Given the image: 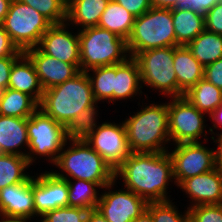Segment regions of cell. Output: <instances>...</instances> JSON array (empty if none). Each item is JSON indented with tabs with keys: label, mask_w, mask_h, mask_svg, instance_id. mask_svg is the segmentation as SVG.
<instances>
[{
	"label": "cell",
	"mask_w": 222,
	"mask_h": 222,
	"mask_svg": "<svg viewBox=\"0 0 222 222\" xmlns=\"http://www.w3.org/2000/svg\"><path fill=\"white\" fill-rule=\"evenodd\" d=\"M114 178L119 186L132 191L147 202L175 199L170 195L176 183L168 152H131L114 171Z\"/></svg>",
	"instance_id": "obj_1"
},
{
	"label": "cell",
	"mask_w": 222,
	"mask_h": 222,
	"mask_svg": "<svg viewBox=\"0 0 222 222\" xmlns=\"http://www.w3.org/2000/svg\"><path fill=\"white\" fill-rule=\"evenodd\" d=\"M146 100L137 103L139 109L136 108V111L130 110L129 113L125 111V117L121 118L126 128L129 149L131 152L142 153L167 152L171 147L168 98L166 101L159 99L160 103L157 101L155 103V99L152 101V98Z\"/></svg>",
	"instance_id": "obj_2"
},
{
	"label": "cell",
	"mask_w": 222,
	"mask_h": 222,
	"mask_svg": "<svg viewBox=\"0 0 222 222\" xmlns=\"http://www.w3.org/2000/svg\"><path fill=\"white\" fill-rule=\"evenodd\" d=\"M97 104L87 73L80 71L64 83L44 90L39 108L67 127L82 110Z\"/></svg>",
	"instance_id": "obj_3"
},
{
	"label": "cell",
	"mask_w": 222,
	"mask_h": 222,
	"mask_svg": "<svg viewBox=\"0 0 222 222\" xmlns=\"http://www.w3.org/2000/svg\"><path fill=\"white\" fill-rule=\"evenodd\" d=\"M50 171L59 178L90 181L101 188L115 179L111 167L86 141L67 140Z\"/></svg>",
	"instance_id": "obj_4"
},
{
	"label": "cell",
	"mask_w": 222,
	"mask_h": 222,
	"mask_svg": "<svg viewBox=\"0 0 222 222\" xmlns=\"http://www.w3.org/2000/svg\"><path fill=\"white\" fill-rule=\"evenodd\" d=\"M27 131L29 145L26 158L29 164L34 168L37 163H40L38 166L45 163L37 170L41 169L43 165H45L43 168L47 169L49 165L51 169L67 142L66 127L38 108L27 118Z\"/></svg>",
	"instance_id": "obj_5"
},
{
	"label": "cell",
	"mask_w": 222,
	"mask_h": 222,
	"mask_svg": "<svg viewBox=\"0 0 222 222\" xmlns=\"http://www.w3.org/2000/svg\"><path fill=\"white\" fill-rule=\"evenodd\" d=\"M132 57L138 64L145 98H152L155 93L162 99L179 97V87L173 67L174 47L148 49ZM146 92H149L148 94L152 92V95L149 97Z\"/></svg>",
	"instance_id": "obj_6"
},
{
	"label": "cell",
	"mask_w": 222,
	"mask_h": 222,
	"mask_svg": "<svg viewBox=\"0 0 222 222\" xmlns=\"http://www.w3.org/2000/svg\"><path fill=\"white\" fill-rule=\"evenodd\" d=\"M80 42V71L125 62L129 57L127 41L98 26L78 31Z\"/></svg>",
	"instance_id": "obj_7"
},
{
	"label": "cell",
	"mask_w": 222,
	"mask_h": 222,
	"mask_svg": "<svg viewBox=\"0 0 222 222\" xmlns=\"http://www.w3.org/2000/svg\"><path fill=\"white\" fill-rule=\"evenodd\" d=\"M176 46L171 9L151 7L134 19L132 32L127 39L130 57L139 52Z\"/></svg>",
	"instance_id": "obj_8"
},
{
	"label": "cell",
	"mask_w": 222,
	"mask_h": 222,
	"mask_svg": "<svg viewBox=\"0 0 222 222\" xmlns=\"http://www.w3.org/2000/svg\"><path fill=\"white\" fill-rule=\"evenodd\" d=\"M208 117L207 114L199 111L184 96L168 98L169 137L171 145L212 140L209 128L210 123H207L209 122Z\"/></svg>",
	"instance_id": "obj_9"
},
{
	"label": "cell",
	"mask_w": 222,
	"mask_h": 222,
	"mask_svg": "<svg viewBox=\"0 0 222 222\" xmlns=\"http://www.w3.org/2000/svg\"><path fill=\"white\" fill-rule=\"evenodd\" d=\"M1 25L17 48L24 52L37 47L52 24L34 8L12 0Z\"/></svg>",
	"instance_id": "obj_10"
},
{
	"label": "cell",
	"mask_w": 222,
	"mask_h": 222,
	"mask_svg": "<svg viewBox=\"0 0 222 222\" xmlns=\"http://www.w3.org/2000/svg\"><path fill=\"white\" fill-rule=\"evenodd\" d=\"M208 142L178 143L168 149L176 189L185 179L213 170L217 166L215 146L210 148Z\"/></svg>",
	"instance_id": "obj_11"
},
{
	"label": "cell",
	"mask_w": 222,
	"mask_h": 222,
	"mask_svg": "<svg viewBox=\"0 0 222 222\" xmlns=\"http://www.w3.org/2000/svg\"><path fill=\"white\" fill-rule=\"evenodd\" d=\"M103 120L86 142L115 171L131 154L126 128L122 119L119 122L111 118Z\"/></svg>",
	"instance_id": "obj_12"
},
{
	"label": "cell",
	"mask_w": 222,
	"mask_h": 222,
	"mask_svg": "<svg viewBox=\"0 0 222 222\" xmlns=\"http://www.w3.org/2000/svg\"><path fill=\"white\" fill-rule=\"evenodd\" d=\"M117 184L113 180L102 188L97 209L108 222H132L147 209L148 202Z\"/></svg>",
	"instance_id": "obj_13"
},
{
	"label": "cell",
	"mask_w": 222,
	"mask_h": 222,
	"mask_svg": "<svg viewBox=\"0 0 222 222\" xmlns=\"http://www.w3.org/2000/svg\"><path fill=\"white\" fill-rule=\"evenodd\" d=\"M38 171L32 175L35 222L48 211L68 206L66 179L57 177L49 168Z\"/></svg>",
	"instance_id": "obj_14"
},
{
	"label": "cell",
	"mask_w": 222,
	"mask_h": 222,
	"mask_svg": "<svg viewBox=\"0 0 222 222\" xmlns=\"http://www.w3.org/2000/svg\"><path fill=\"white\" fill-rule=\"evenodd\" d=\"M43 53L73 64L80 70V42L78 31L67 22L52 24L37 46Z\"/></svg>",
	"instance_id": "obj_15"
},
{
	"label": "cell",
	"mask_w": 222,
	"mask_h": 222,
	"mask_svg": "<svg viewBox=\"0 0 222 222\" xmlns=\"http://www.w3.org/2000/svg\"><path fill=\"white\" fill-rule=\"evenodd\" d=\"M177 189L181 191L177 190V194L183 192V198H187L186 208L222 204V169L216 166L213 170L187 178Z\"/></svg>",
	"instance_id": "obj_16"
},
{
	"label": "cell",
	"mask_w": 222,
	"mask_h": 222,
	"mask_svg": "<svg viewBox=\"0 0 222 222\" xmlns=\"http://www.w3.org/2000/svg\"><path fill=\"white\" fill-rule=\"evenodd\" d=\"M0 216L35 222L32 176L27 181L0 190Z\"/></svg>",
	"instance_id": "obj_17"
},
{
	"label": "cell",
	"mask_w": 222,
	"mask_h": 222,
	"mask_svg": "<svg viewBox=\"0 0 222 222\" xmlns=\"http://www.w3.org/2000/svg\"><path fill=\"white\" fill-rule=\"evenodd\" d=\"M23 53L33 63L44 90L62 84L80 72L75 65L51 57L38 47L27 49Z\"/></svg>",
	"instance_id": "obj_18"
},
{
	"label": "cell",
	"mask_w": 222,
	"mask_h": 222,
	"mask_svg": "<svg viewBox=\"0 0 222 222\" xmlns=\"http://www.w3.org/2000/svg\"><path fill=\"white\" fill-rule=\"evenodd\" d=\"M143 99L146 98L141 84L138 64L133 57H129L125 62L116 64L113 106L120 102L127 104L128 101L136 104Z\"/></svg>",
	"instance_id": "obj_19"
},
{
	"label": "cell",
	"mask_w": 222,
	"mask_h": 222,
	"mask_svg": "<svg viewBox=\"0 0 222 222\" xmlns=\"http://www.w3.org/2000/svg\"><path fill=\"white\" fill-rule=\"evenodd\" d=\"M27 119L0 115V150L2 154L28 155Z\"/></svg>",
	"instance_id": "obj_20"
},
{
	"label": "cell",
	"mask_w": 222,
	"mask_h": 222,
	"mask_svg": "<svg viewBox=\"0 0 222 222\" xmlns=\"http://www.w3.org/2000/svg\"><path fill=\"white\" fill-rule=\"evenodd\" d=\"M173 67L179 87V97L184 96L199 80L204 78V66L185 45L174 46Z\"/></svg>",
	"instance_id": "obj_21"
},
{
	"label": "cell",
	"mask_w": 222,
	"mask_h": 222,
	"mask_svg": "<svg viewBox=\"0 0 222 222\" xmlns=\"http://www.w3.org/2000/svg\"><path fill=\"white\" fill-rule=\"evenodd\" d=\"M8 88L32 96L40 103L44 89L31 60L23 53L12 65Z\"/></svg>",
	"instance_id": "obj_22"
},
{
	"label": "cell",
	"mask_w": 222,
	"mask_h": 222,
	"mask_svg": "<svg viewBox=\"0 0 222 222\" xmlns=\"http://www.w3.org/2000/svg\"><path fill=\"white\" fill-rule=\"evenodd\" d=\"M110 0H73L67 6L66 22L77 31L98 26Z\"/></svg>",
	"instance_id": "obj_23"
},
{
	"label": "cell",
	"mask_w": 222,
	"mask_h": 222,
	"mask_svg": "<svg viewBox=\"0 0 222 222\" xmlns=\"http://www.w3.org/2000/svg\"><path fill=\"white\" fill-rule=\"evenodd\" d=\"M176 46L187 45L205 30L204 15L189 9H171Z\"/></svg>",
	"instance_id": "obj_24"
},
{
	"label": "cell",
	"mask_w": 222,
	"mask_h": 222,
	"mask_svg": "<svg viewBox=\"0 0 222 222\" xmlns=\"http://www.w3.org/2000/svg\"><path fill=\"white\" fill-rule=\"evenodd\" d=\"M38 108L39 103L26 93L11 88L0 93V115L27 119Z\"/></svg>",
	"instance_id": "obj_25"
},
{
	"label": "cell",
	"mask_w": 222,
	"mask_h": 222,
	"mask_svg": "<svg viewBox=\"0 0 222 222\" xmlns=\"http://www.w3.org/2000/svg\"><path fill=\"white\" fill-rule=\"evenodd\" d=\"M134 19L135 17L125 8L110 0L101 15L98 27L109 30L127 41L132 32Z\"/></svg>",
	"instance_id": "obj_26"
},
{
	"label": "cell",
	"mask_w": 222,
	"mask_h": 222,
	"mask_svg": "<svg viewBox=\"0 0 222 222\" xmlns=\"http://www.w3.org/2000/svg\"><path fill=\"white\" fill-rule=\"evenodd\" d=\"M33 170L35 169L31 167L26 157L14 154L0 155V190L27 181L34 174Z\"/></svg>",
	"instance_id": "obj_27"
},
{
	"label": "cell",
	"mask_w": 222,
	"mask_h": 222,
	"mask_svg": "<svg viewBox=\"0 0 222 222\" xmlns=\"http://www.w3.org/2000/svg\"><path fill=\"white\" fill-rule=\"evenodd\" d=\"M184 97L199 111L210 116L222 104V89L202 78Z\"/></svg>",
	"instance_id": "obj_28"
},
{
	"label": "cell",
	"mask_w": 222,
	"mask_h": 222,
	"mask_svg": "<svg viewBox=\"0 0 222 222\" xmlns=\"http://www.w3.org/2000/svg\"><path fill=\"white\" fill-rule=\"evenodd\" d=\"M186 46L204 67L222 58V35L204 30Z\"/></svg>",
	"instance_id": "obj_29"
},
{
	"label": "cell",
	"mask_w": 222,
	"mask_h": 222,
	"mask_svg": "<svg viewBox=\"0 0 222 222\" xmlns=\"http://www.w3.org/2000/svg\"><path fill=\"white\" fill-rule=\"evenodd\" d=\"M94 98L98 104L113 105V91L116 76V65L96 67L87 72ZM112 103V104H111Z\"/></svg>",
	"instance_id": "obj_30"
},
{
	"label": "cell",
	"mask_w": 222,
	"mask_h": 222,
	"mask_svg": "<svg viewBox=\"0 0 222 222\" xmlns=\"http://www.w3.org/2000/svg\"><path fill=\"white\" fill-rule=\"evenodd\" d=\"M99 104L82 110L66 127L67 140L86 141L96 127L103 121L102 111ZM101 110V111H100ZM101 112V113H100ZM101 117H100V116ZM99 118L100 122H99Z\"/></svg>",
	"instance_id": "obj_31"
},
{
	"label": "cell",
	"mask_w": 222,
	"mask_h": 222,
	"mask_svg": "<svg viewBox=\"0 0 222 222\" xmlns=\"http://www.w3.org/2000/svg\"><path fill=\"white\" fill-rule=\"evenodd\" d=\"M66 181L68 183V206H98L102 188L97 183L80 179H67Z\"/></svg>",
	"instance_id": "obj_32"
},
{
	"label": "cell",
	"mask_w": 222,
	"mask_h": 222,
	"mask_svg": "<svg viewBox=\"0 0 222 222\" xmlns=\"http://www.w3.org/2000/svg\"><path fill=\"white\" fill-rule=\"evenodd\" d=\"M173 200L148 202L146 210L151 214L153 222H188L190 220L189 209L184 204L178 205Z\"/></svg>",
	"instance_id": "obj_33"
},
{
	"label": "cell",
	"mask_w": 222,
	"mask_h": 222,
	"mask_svg": "<svg viewBox=\"0 0 222 222\" xmlns=\"http://www.w3.org/2000/svg\"><path fill=\"white\" fill-rule=\"evenodd\" d=\"M97 205L87 207H60L46 212L38 222H89Z\"/></svg>",
	"instance_id": "obj_34"
},
{
	"label": "cell",
	"mask_w": 222,
	"mask_h": 222,
	"mask_svg": "<svg viewBox=\"0 0 222 222\" xmlns=\"http://www.w3.org/2000/svg\"><path fill=\"white\" fill-rule=\"evenodd\" d=\"M37 10L51 24H61L67 19V6L61 0H18Z\"/></svg>",
	"instance_id": "obj_35"
},
{
	"label": "cell",
	"mask_w": 222,
	"mask_h": 222,
	"mask_svg": "<svg viewBox=\"0 0 222 222\" xmlns=\"http://www.w3.org/2000/svg\"><path fill=\"white\" fill-rule=\"evenodd\" d=\"M188 209L193 222H222V204L197 205Z\"/></svg>",
	"instance_id": "obj_36"
},
{
	"label": "cell",
	"mask_w": 222,
	"mask_h": 222,
	"mask_svg": "<svg viewBox=\"0 0 222 222\" xmlns=\"http://www.w3.org/2000/svg\"><path fill=\"white\" fill-rule=\"evenodd\" d=\"M205 30L222 35V3L218 2L205 15Z\"/></svg>",
	"instance_id": "obj_37"
},
{
	"label": "cell",
	"mask_w": 222,
	"mask_h": 222,
	"mask_svg": "<svg viewBox=\"0 0 222 222\" xmlns=\"http://www.w3.org/2000/svg\"><path fill=\"white\" fill-rule=\"evenodd\" d=\"M220 0H180L175 8L172 9H189L198 14L205 15Z\"/></svg>",
	"instance_id": "obj_38"
},
{
	"label": "cell",
	"mask_w": 222,
	"mask_h": 222,
	"mask_svg": "<svg viewBox=\"0 0 222 222\" xmlns=\"http://www.w3.org/2000/svg\"><path fill=\"white\" fill-rule=\"evenodd\" d=\"M120 6L125 8L128 12L132 14L135 18L141 16L143 13L147 12L151 7V0H114Z\"/></svg>",
	"instance_id": "obj_39"
},
{
	"label": "cell",
	"mask_w": 222,
	"mask_h": 222,
	"mask_svg": "<svg viewBox=\"0 0 222 222\" xmlns=\"http://www.w3.org/2000/svg\"><path fill=\"white\" fill-rule=\"evenodd\" d=\"M22 54L23 51L17 48L8 33L0 24V58L7 56H21Z\"/></svg>",
	"instance_id": "obj_40"
},
{
	"label": "cell",
	"mask_w": 222,
	"mask_h": 222,
	"mask_svg": "<svg viewBox=\"0 0 222 222\" xmlns=\"http://www.w3.org/2000/svg\"><path fill=\"white\" fill-rule=\"evenodd\" d=\"M204 78L222 89V58L204 67Z\"/></svg>",
	"instance_id": "obj_41"
},
{
	"label": "cell",
	"mask_w": 222,
	"mask_h": 222,
	"mask_svg": "<svg viewBox=\"0 0 222 222\" xmlns=\"http://www.w3.org/2000/svg\"><path fill=\"white\" fill-rule=\"evenodd\" d=\"M19 57L20 56H7L0 58V93L8 88L12 65Z\"/></svg>",
	"instance_id": "obj_42"
},
{
	"label": "cell",
	"mask_w": 222,
	"mask_h": 222,
	"mask_svg": "<svg viewBox=\"0 0 222 222\" xmlns=\"http://www.w3.org/2000/svg\"><path fill=\"white\" fill-rule=\"evenodd\" d=\"M211 122L210 132L212 137L219 132H222V104L209 116Z\"/></svg>",
	"instance_id": "obj_43"
},
{
	"label": "cell",
	"mask_w": 222,
	"mask_h": 222,
	"mask_svg": "<svg viewBox=\"0 0 222 222\" xmlns=\"http://www.w3.org/2000/svg\"><path fill=\"white\" fill-rule=\"evenodd\" d=\"M210 142L215 146L216 165L222 169V132L216 133Z\"/></svg>",
	"instance_id": "obj_44"
},
{
	"label": "cell",
	"mask_w": 222,
	"mask_h": 222,
	"mask_svg": "<svg viewBox=\"0 0 222 222\" xmlns=\"http://www.w3.org/2000/svg\"><path fill=\"white\" fill-rule=\"evenodd\" d=\"M180 0H151L152 6L157 8H175Z\"/></svg>",
	"instance_id": "obj_45"
},
{
	"label": "cell",
	"mask_w": 222,
	"mask_h": 222,
	"mask_svg": "<svg viewBox=\"0 0 222 222\" xmlns=\"http://www.w3.org/2000/svg\"><path fill=\"white\" fill-rule=\"evenodd\" d=\"M12 0H0V24L9 11V6Z\"/></svg>",
	"instance_id": "obj_46"
},
{
	"label": "cell",
	"mask_w": 222,
	"mask_h": 222,
	"mask_svg": "<svg viewBox=\"0 0 222 222\" xmlns=\"http://www.w3.org/2000/svg\"><path fill=\"white\" fill-rule=\"evenodd\" d=\"M132 222H153L151 214L145 210L140 216L135 218Z\"/></svg>",
	"instance_id": "obj_47"
},
{
	"label": "cell",
	"mask_w": 222,
	"mask_h": 222,
	"mask_svg": "<svg viewBox=\"0 0 222 222\" xmlns=\"http://www.w3.org/2000/svg\"><path fill=\"white\" fill-rule=\"evenodd\" d=\"M89 222H108V221L101 214V212L97 209L95 213L92 215L91 220Z\"/></svg>",
	"instance_id": "obj_48"
},
{
	"label": "cell",
	"mask_w": 222,
	"mask_h": 222,
	"mask_svg": "<svg viewBox=\"0 0 222 222\" xmlns=\"http://www.w3.org/2000/svg\"><path fill=\"white\" fill-rule=\"evenodd\" d=\"M0 222H32V221L22 219V218H6V217L0 216Z\"/></svg>",
	"instance_id": "obj_49"
},
{
	"label": "cell",
	"mask_w": 222,
	"mask_h": 222,
	"mask_svg": "<svg viewBox=\"0 0 222 222\" xmlns=\"http://www.w3.org/2000/svg\"><path fill=\"white\" fill-rule=\"evenodd\" d=\"M66 6H68L73 0H61Z\"/></svg>",
	"instance_id": "obj_50"
}]
</instances>
